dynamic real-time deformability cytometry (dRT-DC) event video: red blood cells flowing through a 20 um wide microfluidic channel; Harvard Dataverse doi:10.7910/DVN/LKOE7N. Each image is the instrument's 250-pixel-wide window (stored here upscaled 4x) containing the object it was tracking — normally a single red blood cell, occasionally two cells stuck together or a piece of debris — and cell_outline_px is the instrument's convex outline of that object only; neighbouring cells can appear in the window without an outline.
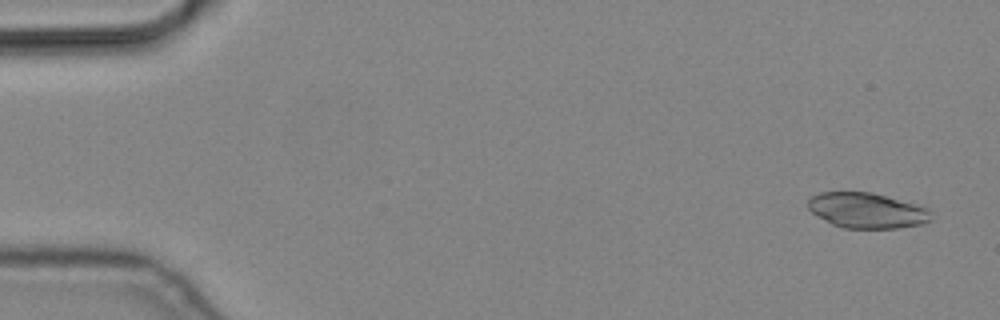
{"species": "common noctule bat (a hibernating species)", "species_latin": "Nyctalus noctula", "temperature_condition": "cold", "stored_images_in_passage": 5, "camera_frame_rate_fps": 3000, "um_per_image_px": 0.085, "animal": {"sex": "male", "body_mass_g": 19.2, "forearm_length_mm": 51.8}, "frame": {"image": 1, "passage_image": 1, "time_ms": 0.0, "image_size_px": [1000, 320], "cell_outline_px": [[932, 220], [920, 224], [896, 228], [844, 228], [832, 224], [816, 216], [808, 208], [808, 200], [812, 196], [820, 192], [872, 192], [928, 208], [932, 212]], "centroid_in_image_um": [73.67, 17.89], "position_along_channel_um": 11.3, "area_um2": 25.32}}
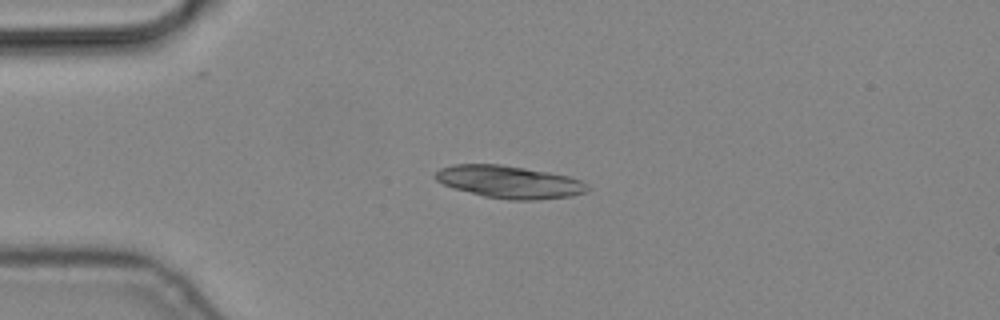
{"frame": {"image": 2, "passage_image": 4, "time_ms": 1.0, "image_size_px": [1000, 320], "cell_outline_px": [[588, 192], [572, 196], [536, 200], [508, 200], [484, 196], [452, 188], [436, 180], [432, 176], [440, 168], [452, 164], [500, 164], [548, 172], [568, 176], [580, 180], [588, 184]], "centroid_in_image_um": [43.28, 15.47], "position_along_channel_um": 41.7, "area_um2": 28.96}}